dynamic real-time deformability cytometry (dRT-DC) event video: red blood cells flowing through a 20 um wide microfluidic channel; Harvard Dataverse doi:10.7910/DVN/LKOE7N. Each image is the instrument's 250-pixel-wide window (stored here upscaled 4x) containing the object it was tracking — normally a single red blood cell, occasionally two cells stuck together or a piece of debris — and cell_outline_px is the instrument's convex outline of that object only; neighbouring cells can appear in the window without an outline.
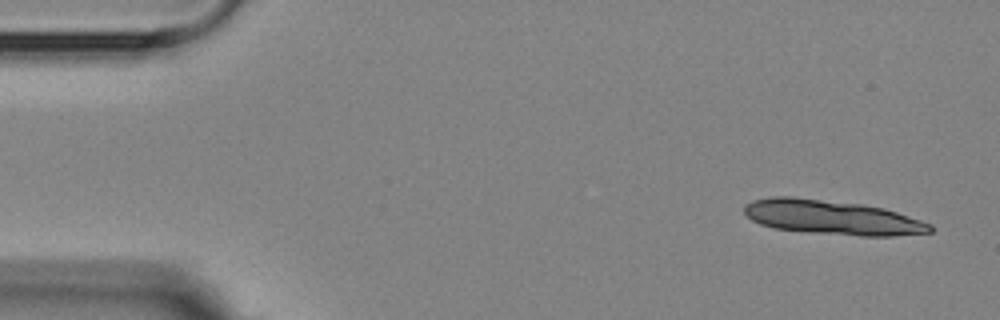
{"species": "Egyptian fruit bat (a non-hibernating species)", "species_latin": "Rousettus aegyptiacus", "temperature_condition": "room temperature", "stored_images_in_passage": 2, "camera_frame_rate_fps": 3000, "um_per_image_px": 0.085, "animal": {"sex": "female"}, "frame": {"image": 1, "passage_image": 2, "time_ms": 1.0, "image_size_px": [1000, 320], "cell_outline_px": [[932, 232], [892, 236], [860, 236], [808, 232], [772, 228], [760, 224], [752, 220], [744, 212], [744, 204], [752, 200], [772, 196], [792, 196], [860, 204], [884, 208], [932, 224]], "centroid_in_image_um": [70.69, 18.48], "position_along_channel_um": 14.3, "area_um2": 37.34}}